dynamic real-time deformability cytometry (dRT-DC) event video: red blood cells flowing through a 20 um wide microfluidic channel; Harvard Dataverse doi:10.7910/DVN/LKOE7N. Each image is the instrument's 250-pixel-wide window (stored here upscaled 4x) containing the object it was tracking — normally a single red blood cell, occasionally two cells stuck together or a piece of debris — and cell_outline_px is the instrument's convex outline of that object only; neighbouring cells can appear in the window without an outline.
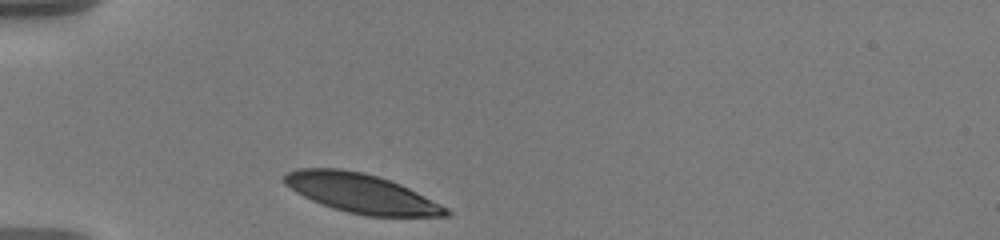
{"species": "human", "species_latin": "Homo sapiens", "temperature_condition": "warm", "stored_images_in_passage": 33, "camera_frame_rate_fps": 3000, "um_per_image_px": 0.085, "donor": {"sex": "male"}, "frame": {"image": 1, "passage_image": 1, "time_ms": 0.0, "image_size_px": [1000, 240], "cell_outline_px": [[452, 212], [448, 216], [368, 216], [348, 212], [332, 208], [312, 200], [296, 192], [284, 184], [284, 176], [288, 172], [296, 168], [340, 168], [364, 172], [400, 184], [448, 208]], "centroid_in_image_um": [30.69, 16.42], "position_along_channel_um": 54.3, "area_um2": 36.59}}
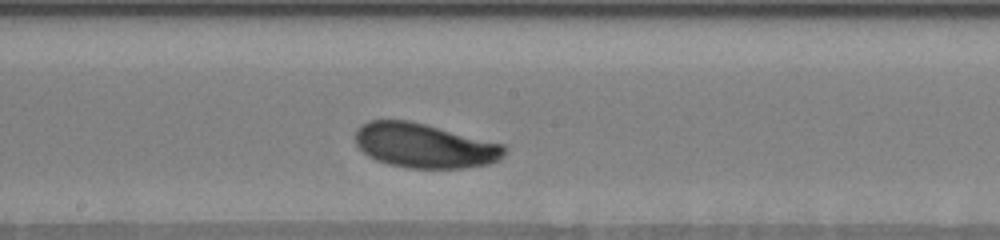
{"frame": {"image": 2, "passage_image": 16, "time_ms": 5.0, "image_size_px": [1000, 240], "cell_outline_px": [[504, 152], [496, 160], [488, 164], [464, 168], [408, 168], [388, 164], [376, 160], [368, 156], [356, 144], [356, 128], [360, 124], [368, 120], [408, 120], [504, 144]], "centroid_in_image_um": [36.02, 12.37], "position_along_channel_um": 212.2, "area_um2": 38.38}}
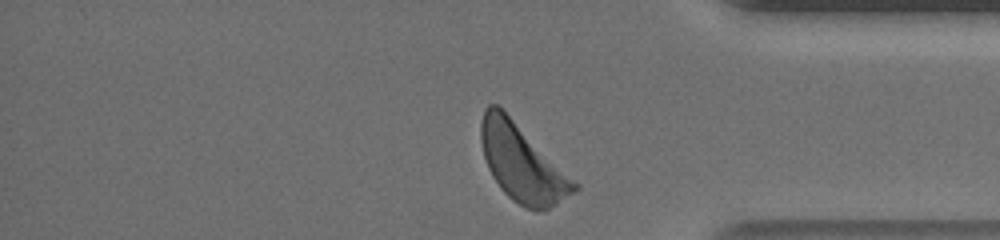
{"frame": {"image": 3, "passage_image": 32, "time_ms": 10.333, "image_size_px": [1000, 240], "cell_outline_px": [[580, 188], [556, 204], [548, 208], [536, 212], [524, 208], [512, 200], [500, 188], [492, 176], [488, 168], [484, 156], [480, 140], [480, 124], [484, 108], [488, 104], [496, 104], [580, 184]], "centroid_in_image_um": [44.37, 13.9], "position_along_channel_um": 390.8, "area_um2": 41.44}, "authors_computed_cell_mechanics": {"area_um2": 38.6682, "velocity_mm_per_s": 3.5283, "shape_relaxation_time_tau1_ms": 1.9732, "shape_relaxation_time_tau2_ms": null, "deformation_change_tau1": 0.1217, "deformation_change_tau2": null}}